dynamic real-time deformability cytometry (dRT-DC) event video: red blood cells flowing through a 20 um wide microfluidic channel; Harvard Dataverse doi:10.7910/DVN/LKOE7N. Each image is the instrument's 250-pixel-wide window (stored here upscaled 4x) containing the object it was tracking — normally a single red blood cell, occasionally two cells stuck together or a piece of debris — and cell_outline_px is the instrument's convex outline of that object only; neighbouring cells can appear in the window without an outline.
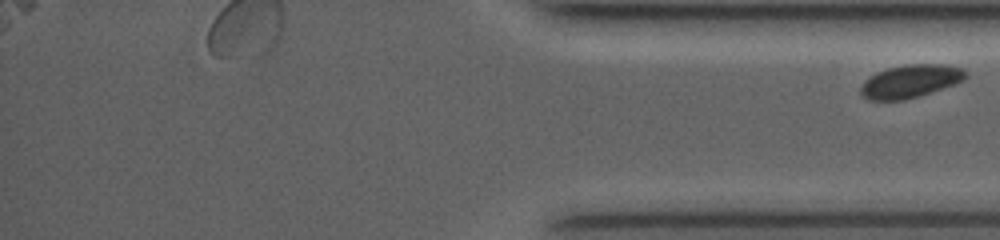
{"species": "common noctule bat (a hibernating species)", "species_latin": "Nyctalus noctula", "temperature_condition": "room temperature", "stored_images_in_passage": 38, "segment_of_instrument_passage": [2, 2], "camera_frame_rate_fps": 4000, "um_per_image_px": 0.085, "animal": {"sex": "female", "body_mass_g": 19.0, "forearm_length_mm": 53.3}, "frame": {"image": 1, "passage_image": 38, "time_ms": 10.75, "image_size_px": [1000, 240], "cell_outline_px": [[968, 76], [964, 80], [956, 84], [920, 96], [904, 100], [868, 100], [860, 92], [860, 84], [864, 80], [876, 72], [888, 68], [908, 64], [944, 64], [964, 68], [968, 72]], "centroid_in_image_um": [77.41, 6.9], "position_along_channel_um": 357.8, "area_um2": 20.52}}